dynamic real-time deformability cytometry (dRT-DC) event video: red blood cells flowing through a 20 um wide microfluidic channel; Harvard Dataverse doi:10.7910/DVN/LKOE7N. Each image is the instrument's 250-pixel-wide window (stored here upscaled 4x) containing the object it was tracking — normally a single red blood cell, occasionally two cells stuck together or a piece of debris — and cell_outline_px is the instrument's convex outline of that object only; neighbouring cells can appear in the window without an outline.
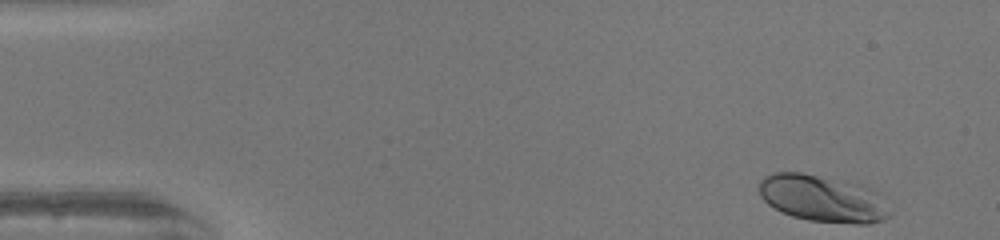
{"species": "human", "species_latin": "Homo sapiens", "temperature_condition": "warm", "stored_images_in_passage": 48, "camera_frame_rate_fps": 3000, "um_per_image_px": 0.085, "donor": {"sex": "female"}, "frame": {"image": 1, "passage_image": 1, "time_ms": 0.0, "image_size_px": [1000, 240], "cell_outline_px": [[892, 212], [884, 220], [868, 224], [856, 224], [808, 220], [792, 216], [780, 212], [768, 204], [760, 196], [760, 180], [764, 176], [772, 172], [800, 172], [860, 184], [876, 192]], "centroid_in_image_um": [69.9, 16.88], "position_along_channel_um": 15.1, "area_um2": 35.66}}
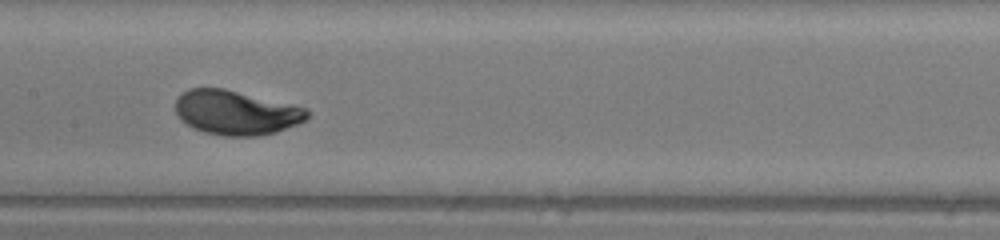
{"frame": {"image": 2, "passage_image": 23, "time_ms": 7.333, "image_size_px": [1000, 240], "cell_outline_px": [[308, 116], [304, 120], [296, 124], [276, 132], [256, 136], [224, 136], [204, 132], [192, 128], [180, 120], [176, 112], [176, 100], [180, 92], [188, 88], [224, 88], [308, 108]], "centroid_in_image_um": [20.02, 9.56], "position_along_channel_um": 187.4, "area_um2": 34.16}}
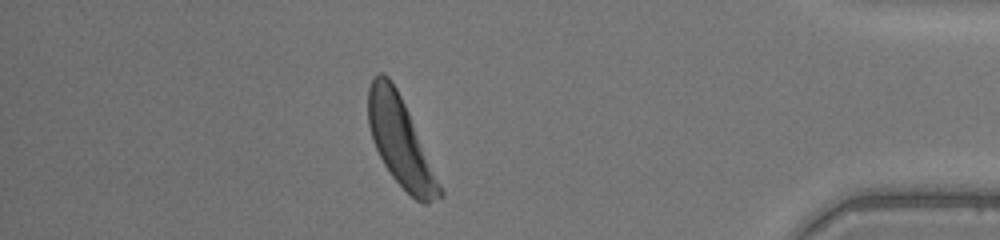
{"frame": {"image": 3, "passage_image": 42, "time_ms": 13.667, "image_size_px": [1000, 240], "cell_outline_px": [[444, 196], [428, 204], [424, 204], [416, 200], [392, 176], [384, 164], [372, 140], [368, 124], [368, 88], [372, 80], [380, 72], [384, 72], [388, 76], [396, 88], [408, 112], [444, 192]], "centroid_in_image_um": [34.03, 12.06], "position_along_channel_um": 401.2, "area_um2": 36.13}, "authors_computed_cell_mechanics": {"area_um2": 33.8997, "velocity_mm_per_s": 4.0314, "shape_relaxation_time_tau1_ms": 2.2951, "shape_relaxation_time_tau2_ms": null, "deformation_change_tau1": 0.1645, "deformation_change_tau2": null}}